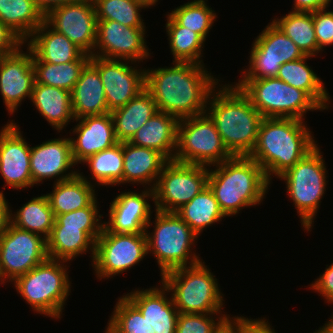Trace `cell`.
Masks as SVG:
<instances>
[{
  "instance_id": "f6af8a7d",
  "label": "cell",
  "mask_w": 333,
  "mask_h": 333,
  "mask_svg": "<svg viewBox=\"0 0 333 333\" xmlns=\"http://www.w3.org/2000/svg\"><path fill=\"white\" fill-rule=\"evenodd\" d=\"M312 15L318 48L323 51L333 45V10L325 8L312 12Z\"/></svg>"
},
{
  "instance_id": "ba28073f",
  "label": "cell",
  "mask_w": 333,
  "mask_h": 333,
  "mask_svg": "<svg viewBox=\"0 0 333 333\" xmlns=\"http://www.w3.org/2000/svg\"><path fill=\"white\" fill-rule=\"evenodd\" d=\"M317 145L279 179L285 182L286 192L295 205L304 230L311 232L317 211L328 184L327 168ZM311 229V230H310Z\"/></svg>"
},
{
  "instance_id": "d6a6232c",
  "label": "cell",
  "mask_w": 333,
  "mask_h": 333,
  "mask_svg": "<svg viewBox=\"0 0 333 333\" xmlns=\"http://www.w3.org/2000/svg\"><path fill=\"white\" fill-rule=\"evenodd\" d=\"M0 21L25 43L44 22V14L33 0H0Z\"/></svg>"
},
{
  "instance_id": "ab89813d",
  "label": "cell",
  "mask_w": 333,
  "mask_h": 333,
  "mask_svg": "<svg viewBox=\"0 0 333 333\" xmlns=\"http://www.w3.org/2000/svg\"><path fill=\"white\" fill-rule=\"evenodd\" d=\"M208 0H192L173 9L169 14L183 27L199 34L205 41L213 28L217 14L207 5Z\"/></svg>"
},
{
  "instance_id": "f35d334b",
  "label": "cell",
  "mask_w": 333,
  "mask_h": 333,
  "mask_svg": "<svg viewBox=\"0 0 333 333\" xmlns=\"http://www.w3.org/2000/svg\"><path fill=\"white\" fill-rule=\"evenodd\" d=\"M89 61H71L53 64L47 62H32L35 83L58 87L71 92L78 81L81 70Z\"/></svg>"
},
{
  "instance_id": "74e56055",
  "label": "cell",
  "mask_w": 333,
  "mask_h": 333,
  "mask_svg": "<svg viewBox=\"0 0 333 333\" xmlns=\"http://www.w3.org/2000/svg\"><path fill=\"white\" fill-rule=\"evenodd\" d=\"M88 165L96 186H116L123 184V142L89 156L82 163Z\"/></svg>"
},
{
  "instance_id": "4dcf8cb0",
  "label": "cell",
  "mask_w": 333,
  "mask_h": 333,
  "mask_svg": "<svg viewBox=\"0 0 333 333\" xmlns=\"http://www.w3.org/2000/svg\"><path fill=\"white\" fill-rule=\"evenodd\" d=\"M157 111L156 103L146 89L123 107L111 111L117 140L129 141Z\"/></svg>"
},
{
  "instance_id": "2e32d148",
  "label": "cell",
  "mask_w": 333,
  "mask_h": 333,
  "mask_svg": "<svg viewBox=\"0 0 333 333\" xmlns=\"http://www.w3.org/2000/svg\"><path fill=\"white\" fill-rule=\"evenodd\" d=\"M146 27H128L113 20H98L93 54L107 59L128 60L136 64L150 57ZM138 61V62H137Z\"/></svg>"
},
{
  "instance_id": "cb8c5ba5",
  "label": "cell",
  "mask_w": 333,
  "mask_h": 333,
  "mask_svg": "<svg viewBox=\"0 0 333 333\" xmlns=\"http://www.w3.org/2000/svg\"><path fill=\"white\" fill-rule=\"evenodd\" d=\"M27 46L32 51V62L60 64L71 61H89L91 57L45 22L23 44V47Z\"/></svg>"
},
{
  "instance_id": "4316f807",
  "label": "cell",
  "mask_w": 333,
  "mask_h": 333,
  "mask_svg": "<svg viewBox=\"0 0 333 333\" xmlns=\"http://www.w3.org/2000/svg\"><path fill=\"white\" fill-rule=\"evenodd\" d=\"M178 123L175 116L157 111L128 142L156 150L171 161L176 150Z\"/></svg>"
},
{
  "instance_id": "6f0895ef",
  "label": "cell",
  "mask_w": 333,
  "mask_h": 333,
  "mask_svg": "<svg viewBox=\"0 0 333 333\" xmlns=\"http://www.w3.org/2000/svg\"><path fill=\"white\" fill-rule=\"evenodd\" d=\"M5 56H6V55H5L3 52L0 51V65H1V63H2V61H3V58H4Z\"/></svg>"
},
{
  "instance_id": "d590c367",
  "label": "cell",
  "mask_w": 333,
  "mask_h": 333,
  "mask_svg": "<svg viewBox=\"0 0 333 333\" xmlns=\"http://www.w3.org/2000/svg\"><path fill=\"white\" fill-rule=\"evenodd\" d=\"M10 213L11 224L29 232L37 233L47 239L55 223V215L45 194L33 197Z\"/></svg>"
},
{
  "instance_id": "d4e9b609",
  "label": "cell",
  "mask_w": 333,
  "mask_h": 333,
  "mask_svg": "<svg viewBox=\"0 0 333 333\" xmlns=\"http://www.w3.org/2000/svg\"><path fill=\"white\" fill-rule=\"evenodd\" d=\"M167 162L156 150L123 142V184H140L154 189Z\"/></svg>"
},
{
  "instance_id": "e0dca14e",
  "label": "cell",
  "mask_w": 333,
  "mask_h": 333,
  "mask_svg": "<svg viewBox=\"0 0 333 333\" xmlns=\"http://www.w3.org/2000/svg\"><path fill=\"white\" fill-rule=\"evenodd\" d=\"M89 62L100 74L109 112L123 107L145 89V68L139 69L135 62L98 56H91Z\"/></svg>"
},
{
  "instance_id": "4fadbf2b",
  "label": "cell",
  "mask_w": 333,
  "mask_h": 333,
  "mask_svg": "<svg viewBox=\"0 0 333 333\" xmlns=\"http://www.w3.org/2000/svg\"><path fill=\"white\" fill-rule=\"evenodd\" d=\"M251 47L248 68L241 71L242 79L276 77L281 65L305 56L273 22L260 32Z\"/></svg>"
},
{
  "instance_id": "7dc6e473",
  "label": "cell",
  "mask_w": 333,
  "mask_h": 333,
  "mask_svg": "<svg viewBox=\"0 0 333 333\" xmlns=\"http://www.w3.org/2000/svg\"><path fill=\"white\" fill-rule=\"evenodd\" d=\"M314 280L309 289L319 293V296L321 295L328 304H333V263L328 267L326 266L324 273Z\"/></svg>"
},
{
  "instance_id": "7a4b0ae2",
  "label": "cell",
  "mask_w": 333,
  "mask_h": 333,
  "mask_svg": "<svg viewBox=\"0 0 333 333\" xmlns=\"http://www.w3.org/2000/svg\"><path fill=\"white\" fill-rule=\"evenodd\" d=\"M221 85L210 93L206 113L214 121L227 150L233 156H249L264 117L235 84Z\"/></svg>"
},
{
  "instance_id": "44dd1931",
  "label": "cell",
  "mask_w": 333,
  "mask_h": 333,
  "mask_svg": "<svg viewBox=\"0 0 333 333\" xmlns=\"http://www.w3.org/2000/svg\"><path fill=\"white\" fill-rule=\"evenodd\" d=\"M149 199L154 202V189L148 187L141 193L120 192L109 205V219L103 222L104 228L114 233H145L153 213Z\"/></svg>"
},
{
  "instance_id": "5b68a950",
  "label": "cell",
  "mask_w": 333,
  "mask_h": 333,
  "mask_svg": "<svg viewBox=\"0 0 333 333\" xmlns=\"http://www.w3.org/2000/svg\"><path fill=\"white\" fill-rule=\"evenodd\" d=\"M155 211V221L147 223L145 235L147 253L156 258L160 275L186 266L195 265L203 259L192 252L198 235L183 221L176 212ZM152 222V223H151ZM154 223L153 231L150 228ZM196 242V243H195ZM195 243V244H194ZM193 253V254H192ZM189 260V261H188Z\"/></svg>"
},
{
  "instance_id": "9c48e42d",
  "label": "cell",
  "mask_w": 333,
  "mask_h": 333,
  "mask_svg": "<svg viewBox=\"0 0 333 333\" xmlns=\"http://www.w3.org/2000/svg\"><path fill=\"white\" fill-rule=\"evenodd\" d=\"M264 118L305 120L308 111L323 109L303 90L276 77L241 79L235 83ZM305 116V117H304Z\"/></svg>"
},
{
  "instance_id": "f907efd6",
  "label": "cell",
  "mask_w": 333,
  "mask_h": 333,
  "mask_svg": "<svg viewBox=\"0 0 333 333\" xmlns=\"http://www.w3.org/2000/svg\"><path fill=\"white\" fill-rule=\"evenodd\" d=\"M11 207L8 204V200L5 198L4 193H0V238L7 231L8 226L11 223Z\"/></svg>"
},
{
  "instance_id": "f1b7e54d",
  "label": "cell",
  "mask_w": 333,
  "mask_h": 333,
  "mask_svg": "<svg viewBox=\"0 0 333 333\" xmlns=\"http://www.w3.org/2000/svg\"><path fill=\"white\" fill-rule=\"evenodd\" d=\"M93 184V185H92ZM52 192L45 194L55 217L89 206L96 198L95 185L81 174L53 184Z\"/></svg>"
},
{
  "instance_id": "681fc988",
  "label": "cell",
  "mask_w": 333,
  "mask_h": 333,
  "mask_svg": "<svg viewBox=\"0 0 333 333\" xmlns=\"http://www.w3.org/2000/svg\"><path fill=\"white\" fill-rule=\"evenodd\" d=\"M331 0H294L293 10L300 12H314L329 8Z\"/></svg>"
},
{
  "instance_id": "11a10c76",
  "label": "cell",
  "mask_w": 333,
  "mask_h": 333,
  "mask_svg": "<svg viewBox=\"0 0 333 333\" xmlns=\"http://www.w3.org/2000/svg\"><path fill=\"white\" fill-rule=\"evenodd\" d=\"M135 1L141 3L142 5H144L148 9L149 7L150 8H152L153 6L155 7V5H157L156 3L159 0H135Z\"/></svg>"
},
{
  "instance_id": "603a6c76",
  "label": "cell",
  "mask_w": 333,
  "mask_h": 333,
  "mask_svg": "<svg viewBox=\"0 0 333 333\" xmlns=\"http://www.w3.org/2000/svg\"><path fill=\"white\" fill-rule=\"evenodd\" d=\"M160 287H151L144 290H132L125 296L140 310L147 320L153 333H176L177 311L170 291L161 282ZM159 287V288H158Z\"/></svg>"
},
{
  "instance_id": "816d5d0a",
  "label": "cell",
  "mask_w": 333,
  "mask_h": 333,
  "mask_svg": "<svg viewBox=\"0 0 333 333\" xmlns=\"http://www.w3.org/2000/svg\"><path fill=\"white\" fill-rule=\"evenodd\" d=\"M75 1L76 0H33L44 16L54 8L64 6Z\"/></svg>"
},
{
  "instance_id": "f5cc1de1",
  "label": "cell",
  "mask_w": 333,
  "mask_h": 333,
  "mask_svg": "<svg viewBox=\"0 0 333 333\" xmlns=\"http://www.w3.org/2000/svg\"><path fill=\"white\" fill-rule=\"evenodd\" d=\"M214 333H235V316L230 317L228 314L226 319L219 325Z\"/></svg>"
},
{
  "instance_id": "1f68e13d",
  "label": "cell",
  "mask_w": 333,
  "mask_h": 333,
  "mask_svg": "<svg viewBox=\"0 0 333 333\" xmlns=\"http://www.w3.org/2000/svg\"><path fill=\"white\" fill-rule=\"evenodd\" d=\"M309 58L311 59L312 56L305 55L298 60L284 63L279 68L276 78L305 91L323 110H328L330 108L329 92L321 78L308 66Z\"/></svg>"
},
{
  "instance_id": "ffe728a7",
  "label": "cell",
  "mask_w": 333,
  "mask_h": 333,
  "mask_svg": "<svg viewBox=\"0 0 333 333\" xmlns=\"http://www.w3.org/2000/svg\"><path fill=\"white\" fill-rule=\"evenodd\" d=\"M30 162L33 187L35 184H42L46 179L52 180L53 178L56 183L70 179L79 173V169L76 171L72 168L77 164L72 156L70 139L65 136L32 146ZM71 168L72 170H70Z\"/></svg>"
},
{
  "instance_id": "ac0fdd59",
  "label": "cell",
  "mask_w": 333,
  "mask_h": 333,
  "mask_svg": "<svg viewBox=\"0 0 333 333\" xmlns=\"http://www.w3.org/2000/svg\"><path fill=\"white\" fill-rule=\"evenodd\" d=\"M15 121L7 122L0 130V175L5 186L14 190L33 187L30 171L31 146L26 142L19 125Z\"/></svg>"
},
{
  "instance_id": "30bf717a",
  "label": "cell",
  "mask_w": 333,
  "mask_h": 333,
  "mask_svg": "<svg viewBox=\"0 0 333 333\" xmlns=\"http://www.w3.org/2000/svg\"><path fill=\"white\" fill-rule=\"evenodd\" d=\"M232 157L207 113L179 120L174 161L212 167Z\"/></svg>"
},
{
  "instance_id": "c3c4849f",
  "label": "cell",
  "mask_w": 333,
  "mask_h": 333,
  "mask_svg": "<svg viewBox=\"0 0 333 333\" xmlns=\"http://www.w3.org/2000/svg\"><path fill=\"white\" fill-rule=\"evenodd\" d=\"M23 44L24 42L0 21V51L8 55Z\"/></svg>"
},
{
  "instance_id": "52a82bcc",
  "label": "cell",
  "mask_w": 333,
  "mask_h": 333,
  "mask_svg": "<svg viewBox=\"0 0 333 333\" xmlns=\"http://www.w3.org/2000/svg\"><path fill=\"white\" fill-rule=\"evenodd\" d=\"M205 262L164 273L161 282L170 291L179 313H225L224 295Z\"/></svg>"
},
{
  "instance_id": "bcb514c9",
  "label": "cell",
  "mask_w": 333,
  "mask_h": 333,
  "mask_svg": "<svg viewBox=\"0 0 333 333\" xmlns=\"http://www.w3.org/2000/svg\"><path fill=\"white\" fill-rule=\"evenodd\" d=\"M263 318L251 319L244 316H235V333H277L268 320Z\"/></svg>"
},
{
  "instance_id": "9a60e30c",
  "label": "cell",
  "mask_w": 333,
  "mask_h": 333,
  "mask_svg": "<svg viewBox=\"0 0 333 333\" xmlns=\"http://www.w3.org/2000/svg\"><path fill=\"white\" fill-rule=\"evenodd\" d=\"M44 22L85 54H93L98 22L93 0H76L54 8L44 16Z\"/></svg>"
},
{
  "instance_id": "7c38bea8",
  "label": "cell",
  "mask_w": 333,
  "mask_h": 333,
  "mask_svg": "<svg viewBox=\"0 0 333 333\" xmlns=\"http://www.w3.org/2000/svg\"><path fill=\"white\" fill-rule=\"evenodd\" d=\"M146 255L145 233H114L103 228L91 266L97 279H111L139 264Z\"/></svg>"
},
{
  "instance_id": "3957f363",
  "label": "cell",
  "mask_w": 333,
  "mask_h": 333,
  "mask_svg": "<svg viewBox=\"0 0 333 333\" xmlns=\"http://www.w3.org/2000/svg\"><path fill=\"white\" fill-rule=\"evenodd\" d=\"M314 138L304 120L264 118L249 157L272 183L273 175L279 178L318 145Z\"/></svg>"
},
{
  "instance_id": "484cf974",
  "label": "cell",
  "mask_w": 333,
  "mask_h": 333,
  "mask_svg": "<svg viewBox=\"0 0 333 333\" xmlns=\"http://www.w3.org/2000/svg\"><path fill=\"white\" fill-rule=\"evenodd\" d=\"M70 93L75 119L109 113L100 74L90 62L81 70Z\"/></svg>"
},
{
  "instance_id": "8fae6325",
  "label": "cell",
  "mask_w": 333,
  "mask_h": 333,
  "mask_svg": "<svg viewBox=\"0 0 333 333\" xmlns=\"http://www.w3.org/2000/svg\"><path fill=\"white\" fill-rule=\"evenodd\" d=\"M209 167L168 161L154 187L155 209L176 212L208 186Z\"/></svg>"
},
{
  "instance_id": "e575fe53",
  "label": "cell",
  "mask_w": 333,
  "mask_h": 333,
  "mask_svg": "<svg viewBox=\"0 0 333 333\" xmlns=\"http://www.w3.org/2000/svg\"><path fill=\"white\" fill-rule=\"evenodd\" d=\"M272 22L282 30L304 55L315 57L322 52L318 48L312 12L289 11Z\"/></svg>"
},
{
  "instance_id": "db71d44e",
  "label": "cell",
  "mask_w": 333,
  "mask_h": 333,
  "mask_svg": "<svg viewBox=\"0 0 333 333\" xmlns=\"http://www.w3.org/2000/svg\"><path fill=\"white\" fill-rule=\"evenodd\" d=\"M313 333H333V314L329 318L328 322L324 323L323 326L319 327L318 330H315Z\"/></svg>"
},
{
  "instance_id": "9f6ffc18",
  "label": "cell",
  "mask_w": 333,
  "mask_h": 333,
  "mask_svg": "<svg viewBox=\"0 0 333 333\" xmlns=\"http://www.w3.org/2000/svg\"><path fill=\"white\" fill-rule=\"evenodd\" d=\"M6 280H5V278H4V276H3V274H2V271H1V267H0V284L2 285V284H6Z\"/></svg>"
},
{
  "instance_id": "7402d4cb",
  "label": "cell",
  "mask_w": 333,
  "mask_h": 333,
  "mask_svg": "<svg viewBox=\"0 0 333 333\" xmlns=\"http://www.w3.org/2000/svg\"><path fill=\"white\" fill-rule=\"evenodd\" d=\"M73 136L69 137L74 162L81 164L89 156L111 148L119 143L115 135L114 123L109 113L103 115L85 116L75 119ZM75 134V135H74Z\"/></svg>"
},
{
  "instance_id": "8992f818",
  "label": "cell",
  "mask_w": 333,
  "mask_h": 333,
  "mask_svg": "<svg viewBox=\"0 0 333 333\" xmlns=\"http://www.w3.org/2000/svg\"><path fill=\"white\" fill-rule=\"evenodd\" d=\"M67 261L47 258L19 276L13 282L15 289L33 311L51 319H61L64 305L71 293Z\"/></svg>"
},
{
  "instance_id": "6da1fadb",
  "label": "cell",
  "mask_w": 333,
  "mask_h": 333,
  "mask_svg": "<svg viewBox=\"0 0 333 333\" xmlns=\"http://www.w3.org/2000/svg\"><path fill=\"white\" fill-rule=\"evenodd\" d=\"M192 62H172L171 67L145 68V89L158 111L183 119L206 113L210 93L221 81ZM217 78V79H216Z\"/></svg>"
},
{
  "instance_id": "8d00e7d4",
  "label": "cell",
  "mask_w": 333,
  "mask_h": 333,
  "mask_svg": "<svg viewBox=\"0 0 333 333\" xmlns=\"http://www.w3.org/2000/svg\"><path fill=\"white\" fill-rule=\"evenodd\" d=\"M165 24L173 62L203 63L205 40L196 32L181 26L168 12ZM203 48V49H202Z\"/></svg>"
},
{
  "instance_id": "f546056e",
  "label": "cell",
  "mask_w": 333,
  "mask_h": 333,
  "mask_svg": "<svg viewBox=\"0 0 333 333\" xmlns=\"http://www.w3.org/2000/svg\"><path fill=\"white\" fill-rule=\"evenodd\" d=\"M46 241L48 258L69 262L90 251L93 262L96 241L83 232V226L53 225Z\"/></svg>"
},
{
  "instance_id": "5bb4252c",
  "label": "cell",
  "mask_w": 333,
  "mask_h": 333,
  "mask_svg": "<svg viewBox=\"0 0 333 333\" xmlns=\"http://www.w3.org/2000/svg\"><path fill=\"white\" fill-rule=\"evenodd\" d=\"M48 258L46 239L10 223L0 238V267L7 282L24 275Z\"/></svg>"
},
{
  "instance_id": "60d3db41",
  "label": "cell",
  "mask_w": 333,
  "mask_h": 333,
  "mask_svg": "<svg viewBox=\"0 0 333 333\" xmlns=\"http://www.w3.org/2000/svg\"><path fill=\"white\" fill-rule=\"evenodd\" d=\"M105 333H153L140 310L125 296L118 298Z\"/></svg>"
},
{
  "instance_id": "b9f144b4",
  "label": "cell",
  "mask_w": 333,
  "mask_h": 333,
  "mask_svg": "<svg viewBox=\"0 0 333 333\" xmlns=\"http://www.w3.org/2000/svg\"><path fill=\"white\" fill-rule=\"evenodd\" d=\"M97 20H113L128 27H146L140 14L144 5L135 0H93Z\"/></svg>"
},
{
  "instance_id": "83f0119b",
  "label": "cell",
  "mask_w": 333,
  "mask_h": 333,
  "mask_svg": "<svg viewBox=\"0 0 333 333\" xmlns=\"http://www.w3.org/2000/svg\"><path fill=\"white\" fill-rule=\"evenodd\" d=\"M31 102L41 116L60 133L71 120L74 122L71 93L58 87L34 83Z\"/></svg>"
},
{
  "instance_id": "277c9868",
  "label": "cell",
  "mask_w": 333,
  "mask_h": 333,
  "mask_svg": "<svg viewBox=\"0 0 333 333\" xmlns=\"http://www.w3.org/2000/svg\"><path fill=\"white\" fill-rule=\"evenodd\" d=\"M213 167H209L208 186L226 217L239 214L245 207L260 205L266 198L271 182L249 156H233Z\"/></svg>"
},
{
  "instance_id": "ee69618b",
  "label": "cell",
  "mask_w": 333,
  "mask_h": 333,
  "mask_svg": "<svg viewBox=\"0 0 333 333\" xmlns=\"http://www.w3.org/2000/svg\"><path fill=\"white\" fill-rule=\"evenodd\" d=\"M227 316V313H179L176 333H214Z\"/></svg>"
},
{
  "instance_id": "7bdbcfd3",
  "label": "cell",
  "mask_w": 333,
  "mask_h": 333,
  "mask_svg": "<svg viewBox=\"0 0 333 333\" xmlns=\"http://www.w3.org/2000/svg\"><path fill=\"white\" fill-rule=\"evenodd\" d=\"M98 203L96 198L85 208L57 215L54 225L83 226V232L88 233L96 241L104 228L103 214H99Z\"/></svg>"
},
{
  "instance_id": "d6986e66",
  "label": "cell",
  "mask_w": 333,
  "mask_h": 333,
  "mask_svg": "<svg viewBox=\"0 0 333 333\" xmlns=\"http://www.w3.org/2000/svg\"><path fill=\"white\" fill-rule=\"evenodd\" d=\"M21 45L16 51L6 55L0 65V93L9 113L13 115L21 102L31 99L35 73L32 65V51Z\"/></svg>"
},
{
  "instance_id": "836d02e7",
  "label": "cell",
  "mask_w": 333,
  "mask_h": 333,
  "mask_svg": "<svg viewBox=\"0 0 333 333\" xmlns=\"http://www.w3.org/2000/svg\"><path fill=\"white\" fill-rule=\"evenodd\" d=\"M176 214L200 236L208 226L222 221L226 216L220 210L212 190L207 186ZM201 233V234H200Z\"/></svg>"
}]
</instances>
